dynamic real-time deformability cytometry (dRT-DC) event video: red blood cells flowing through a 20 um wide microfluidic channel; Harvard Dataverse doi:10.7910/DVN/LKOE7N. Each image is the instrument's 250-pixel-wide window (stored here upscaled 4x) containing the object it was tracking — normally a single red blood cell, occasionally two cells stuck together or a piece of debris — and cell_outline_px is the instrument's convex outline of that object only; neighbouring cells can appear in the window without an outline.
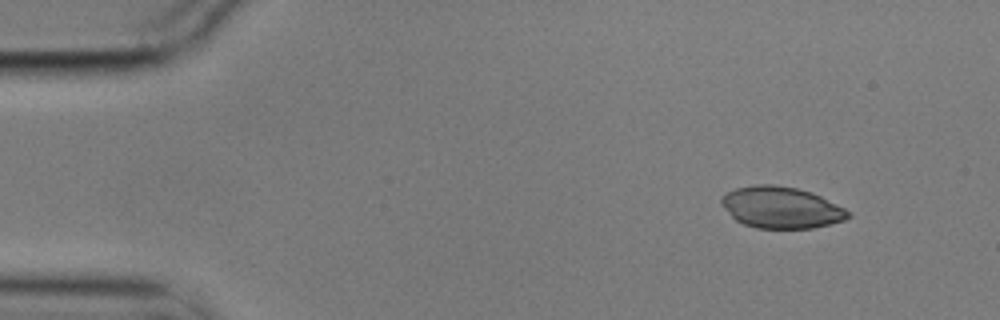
{"species": "common noctule bat (a hibernating species)", "species_latin": "Nyctalus noctula", "temperature_condition": "cold", "stored_images_in_passage": 4, "camera_frame_rate_fps": 3000, "um_per_image_px": 0.085, "animal": {"sex": "male", "body_mass_g": 17.9}, "frame": {"image": 1, "passage_image": 1, "time_ms": 0.0, "image_size_px": [1000, 320], "cell_outline_px": [[852, 216], [844, 220], [812, 228], [756, 228], [744, 224], [736, 220], [720, 204], [720, 200], [728, 192], [736, 188], [756, 184], [772, 184], [796, 188], [812, 192], [852, 212]], "centroid_in_image_um": [66.41, 17.63], "position_along_channel_um": 18.6, "area_um2": 30.52}}